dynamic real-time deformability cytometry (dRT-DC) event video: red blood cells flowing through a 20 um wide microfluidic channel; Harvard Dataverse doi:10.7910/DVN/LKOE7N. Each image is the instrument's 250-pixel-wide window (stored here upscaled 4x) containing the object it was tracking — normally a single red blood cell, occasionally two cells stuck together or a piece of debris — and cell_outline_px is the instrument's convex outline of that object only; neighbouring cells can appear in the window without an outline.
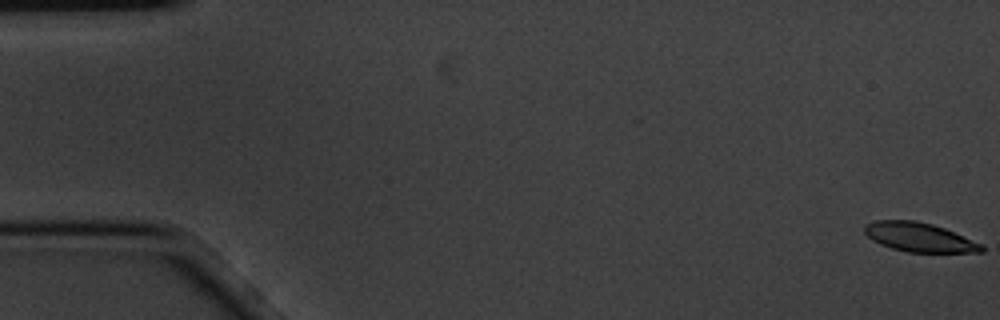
{"species": "common noctule bat (a hibernating species)", "species_latin": "Nyctalus noctula", "temperature_condition": "cold", "stored_images_in_passage": 8, "camera_frame_rate_fps": 3000, "um_per_image_px": 0.085, "animal": {"sex": "male", "body_mass_g": 20.1, "forearm_length_mm": 53.5}, "frame": {"image": 1, "passage_image": 1, "time_ms": 0.0, "image_size_px": [1000, 320], "cell_outline_px": [[984, 252], [908, 252], [892, 248], [880, 244], [872, 240], [864, 232], [864, 224], [876, 220], [916, 220], [932, 224], [944, 228], [984, 244]], "centroid_in_image_um": [78.15, 20.16], "position_along_channel_um": 6.9, "area_um2": 19.94}}
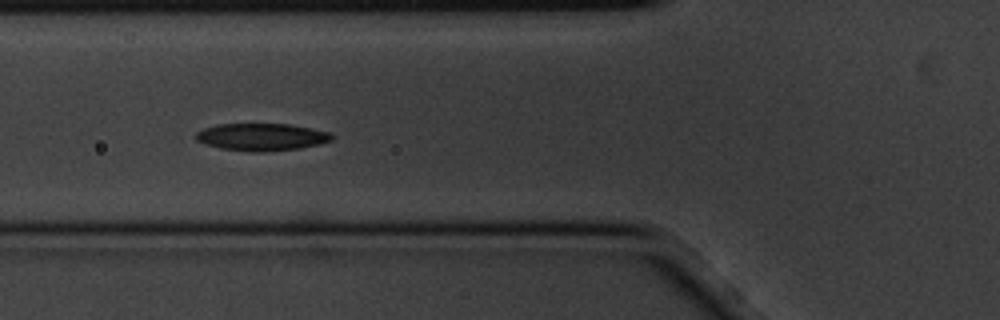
{"frame": {"image": 2, "passage_image": 7, "time_ms": 2.0, "image_size_px": [1000, 320], "cell_outline_px": [[336, 136], [332, 140], [320, 144], [300, 148], [264, 152], [252, 152], [220, 148], [204, 144], [196, 140], [192, 136], [196, 132], [204, 128], [216, 124], [288, 124], [328, 132]], "centroid_in_image_um": [22.19, 11.65], "position_along_channel_um": 103.6, "area_um2": 21.79}}
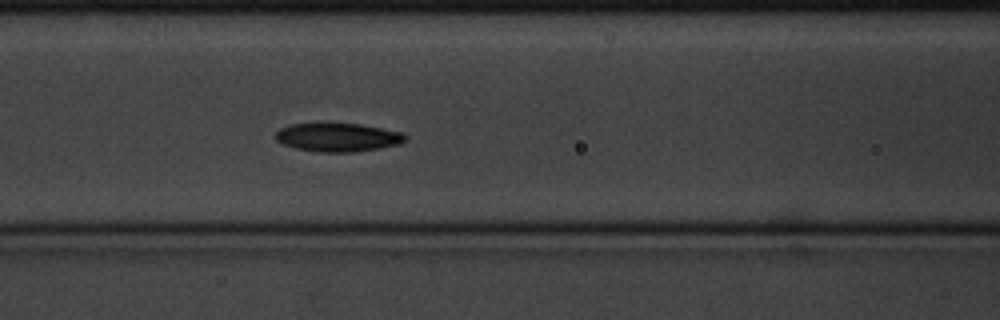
{"frame": {"image": 3, "passage_image": 8, "time_ms": 2.333, "image_size_px": [1000, 320], "cell_outline_px": [[408, 140], [400, 144], [380, 148], [356, 152], [320, 152], [296, 148], [284, 144], [276, 140], [276, 132], [280, 128], [292, 124], [320, 120], [328, 120], [360, 124], [404, 132], [408, 136]], "centroid_in_image_um": [28.74, 11.62], "position_along_channel_um": 137.9, "area_um2": 22.66}}